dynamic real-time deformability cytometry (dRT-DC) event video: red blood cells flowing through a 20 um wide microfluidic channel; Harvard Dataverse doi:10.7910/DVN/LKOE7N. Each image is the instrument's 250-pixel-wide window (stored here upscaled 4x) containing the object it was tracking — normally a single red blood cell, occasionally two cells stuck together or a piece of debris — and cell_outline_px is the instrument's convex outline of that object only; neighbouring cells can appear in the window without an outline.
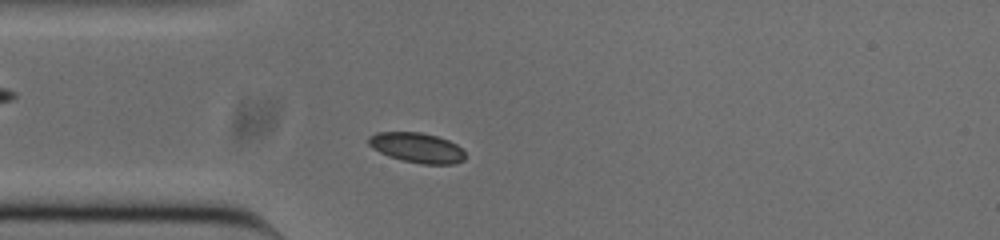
{"species": "common noctule bat (a hibernating species)", "species_latin": "Nyctalus noctula", "temperature_condition": "cold", "stored_images_in_passage": 44, "camera_frame_rate_fps": 3000, "um_per_image_px": 0.085, "animal": {"sex": "male", "body_mass_g": 20.0, "forearm_length_mm": 53.3}, "frame": {"image": 1, "passage_image": 6, "time_ms": 1.667, "image_size_px": [1000, 240], "cell_outline_px": [[464, 160], [456, 164], [420, 164], [388, 156], [372, 148], [368, 144], [368, 136], [376, 132], [420, 132], [436, 136], [448, 140], [456, 144], [464, 152]], "centroid_in_image_um": [35.42, 12.55], "position_along_channel_um": 49.6, "area_um2": 16.88}}
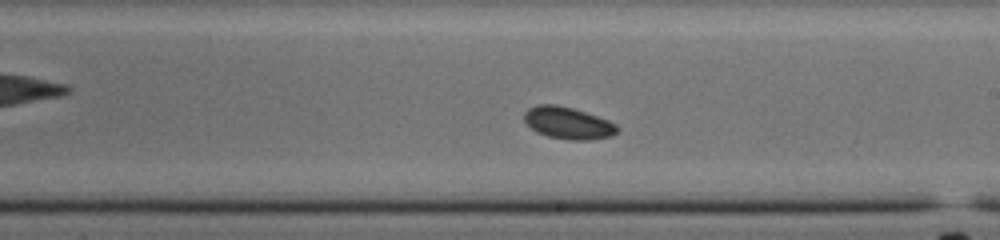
{"frame": {"image": 2, "passage_image": 22, "time_ms": 7.0, "image_size_px": [1000, 240], "cell_outline_px": [[620, 128], [612, 136], [592, 140], [568, 140], [548, 136], [536, 132], [524, 120], [524, 112], [528, 108], [536, 104], [556, 104], [572, 108], [608, 120], [616, 124]], "centroid_in_image_um": [48.28, 10.46], "position_along_channel_um": 240.7, "area_um2": 17.4}}
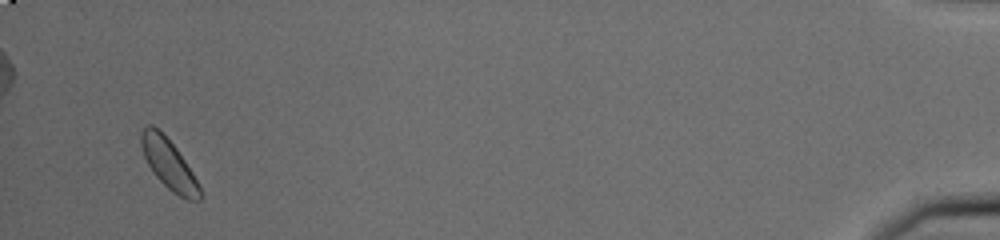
{"frame": {"image": 3, "passage_image": 44, "time_ms": 14.333, "image_size_px": [1000, 240], "cell_outline_px": [[200, 200], [188, 200], [172, 192], [152, 172], [144, 156], [140, 144], [140, 132], [148, 124], [152, 124], [176, 148], [200, 184]], "centroid_in_image_um": [14.33, 13.95], "position_along_channel_um": 420.9, "area_um2": 16.76}}